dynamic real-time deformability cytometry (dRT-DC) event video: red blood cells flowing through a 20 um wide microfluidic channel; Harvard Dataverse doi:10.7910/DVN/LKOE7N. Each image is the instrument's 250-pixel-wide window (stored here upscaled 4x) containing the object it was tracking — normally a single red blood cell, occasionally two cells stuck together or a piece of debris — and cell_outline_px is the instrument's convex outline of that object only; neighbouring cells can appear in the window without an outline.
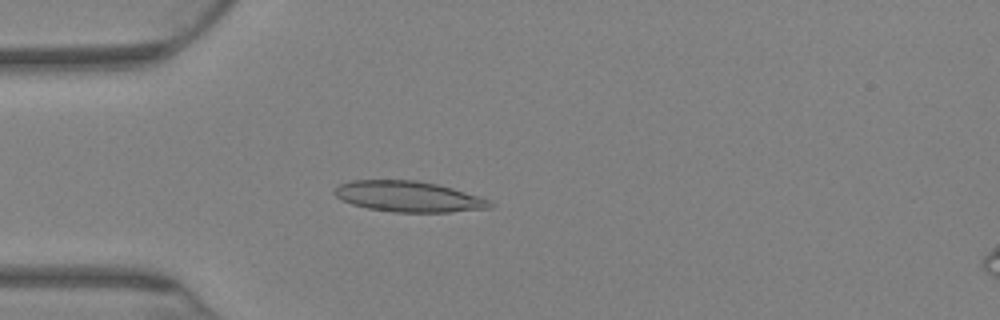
{"species": "Egyptian fruit bat (a non-hibernating species)", "species_latin": "Rousettus aegyptiacus", "temperature_condition": "warm", "stored_images_in_passage": 55, "camera_frame_rate_fps": 3000, "um_per_image_px": 0.085, "animal": {"sex": "female"}, "frame": {"image": 1, "passage_image": 2, "time_ms": 0.333, "image_size_px": [1000, 320], "cell_outline_px": [[492, 208], [448, 212], [392, 212], [368, 208], [352, 204], [336, 196], [332, 192], [340, 184], [352, 180], [416, 180], [440, 184], [488, 200], [492, 204]], "centroid_in_image_um": [34.7, 16.7], "position_along_channel_um": 50.3, "area_um2": 27.63}}
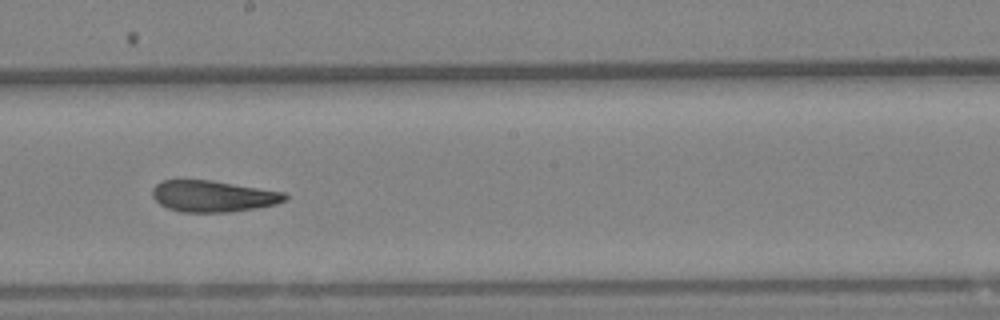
{"frame": {"image": 2, "passage_image": 23, "time_ms": 7.333, "image_size_px": [1000, 320], "cell_outline_px": [[288, 196], [284, 200], [276, 204], [256, 208], [228, 212], [180, 212], [168, 208], [160, 204], [152, 196], [152, 188], [156, 184], [164, 180], [212, 180], [284, 192]], "centroid_in_image_um": [18.09, 16.67], "position_along_channel_um": 230.1, "area_um2": 24.16}}
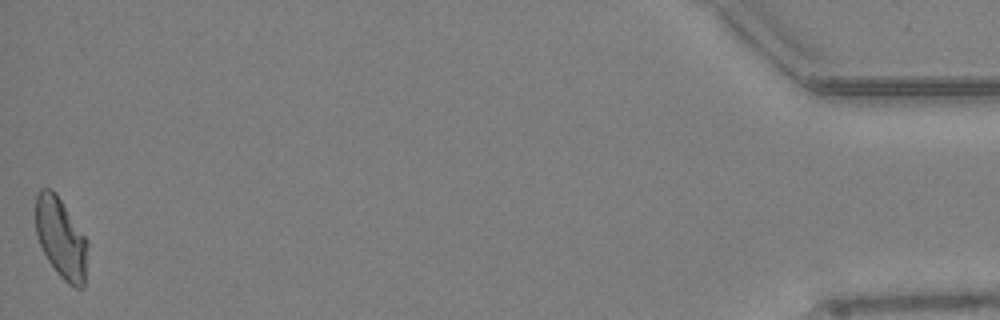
{"frame": {"image": 3, "passage_image": 55, "time_ms": 18.0, "image_size_px": [1000, 320], "cell_outline_px": [[88, 244], [84, 288], [76, 288], [68, 284], [56, 272], [48, 260], [36, 236], [36, 196], [40, 188], [52, 188], [56, 192], [88, 240]], "centroid_in_image_um": [5.19, 20.23], "position_along_channel_um": 430.0, "area_um2": 24.57}, "authors_computed_cell_mechanics": {"area_um2": 24.7962, "velocity_mm_per_s": 2.7571, "shape_relaxation_time_tau1_ms": null, "shape_relaxation_time_tau2_ms": 3.4933, "deformation_change_tau1": null, "deformation_change_tau2": 0.105}}